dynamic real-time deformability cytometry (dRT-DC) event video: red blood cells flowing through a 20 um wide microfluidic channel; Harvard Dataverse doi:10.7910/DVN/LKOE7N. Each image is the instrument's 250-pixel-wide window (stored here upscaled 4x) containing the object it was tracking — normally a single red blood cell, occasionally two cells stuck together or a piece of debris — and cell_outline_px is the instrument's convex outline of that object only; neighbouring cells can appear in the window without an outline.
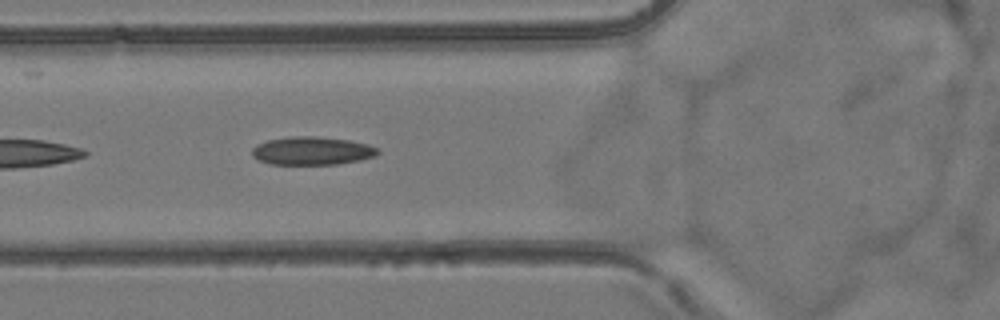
{"species": "common noctule bat (a hibernating species)", "species_latin": "Nyctalus noctula", "temperature_condition": "room temperature", "stored_images_in_passage": 2, "camera_frame_rate_fps": 3000, "um_per_image_px": 0.085, "animal": {"sex": "female", "body_mass_g": 24.6, "forearm_length_mm": 56.2}, "frame": {"image": 1, "passage_image": 2, "time_ms": 1.0, "image_size_px": [1000, 320], "cell_outline_px": [[380, 152], [376, 156], [360, 160], [336, 164], [268, 164], [252, 156], [252, 148], [256, 144], [268, 140], [292, 136], [316, 136], [348, 140], [368, 144], [376, 148]], "centroid_in_image_um": [26.51, 12.82], "position_along_channel_um": 99.3, "area_um2": 20.63}}